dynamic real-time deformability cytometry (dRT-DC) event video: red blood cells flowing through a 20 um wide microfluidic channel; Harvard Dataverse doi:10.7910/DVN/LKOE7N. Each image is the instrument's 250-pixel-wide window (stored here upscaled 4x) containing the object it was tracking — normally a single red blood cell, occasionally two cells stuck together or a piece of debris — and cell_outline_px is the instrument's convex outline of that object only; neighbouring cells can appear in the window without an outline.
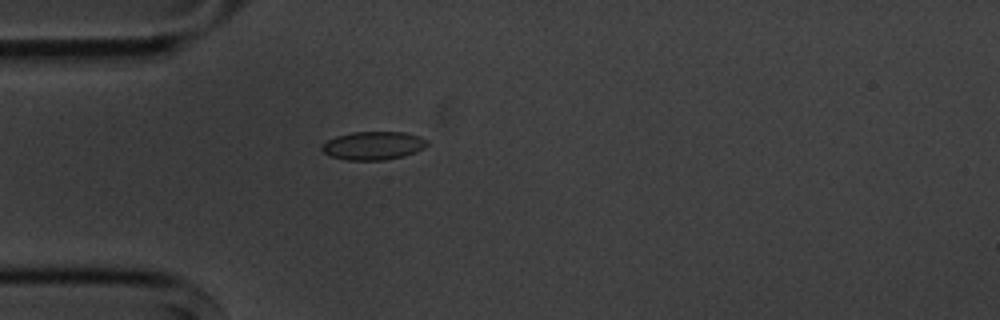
{"species": "common noctule bat (a hibernating species)", "species_latin": "Nyctalus noctula", "temperature_condition": "cold", "stored_images_in_passage": 4, "camera_frame_rate_fps": 3000, "um_per_image_px": 0.085, "animal": {"sex": "male", "body_mass_g": 20.1, "forearm_length_mm": 53.5}, "frame": {"image": 1, "passage_image": 4, "time_ms": 4.667, "image_size_px": [1000, 320], "cell_outline_px": [[428, 144], [424, 148], [404, 156], [384, 160], [344, 160], [328, 156], [320, 148], [328, 140], [336, 136], [352, 132], [404, 132], [420, 136], [428, 140]], "centroid_in_image_um": [31.73, 12.38], "position_along_channel_um": 53.3, "area_um2": 17.46}}